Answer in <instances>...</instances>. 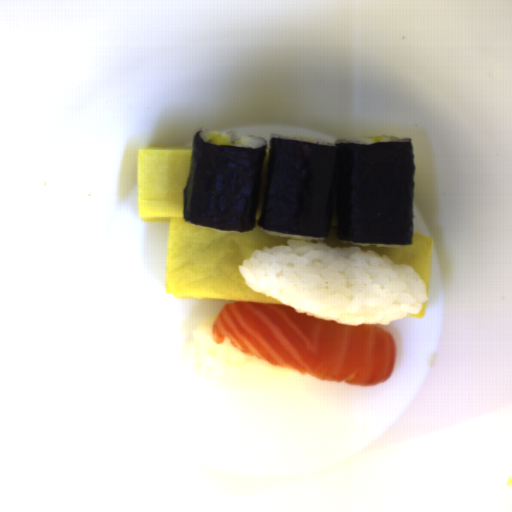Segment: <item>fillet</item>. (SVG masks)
Returning a JSON list of instances; mask_svg holds the SVG:
<instances>
[{
    "instance_id": "fillet-1",
    "label": "fillet",
    "mask_w": 512,
    "mask_h": 512,
    "mask_svg": "<svg viewBox=\"0 0 512 512\" xmlns=\"http://www.w3.org/2000/svg\"><path fill=\"white\" fill-rule=\"evenodd\" d=\"M212 342L316 379L376 386L395 368L391 333L379 325L351 326L297 312L284 304L230 302L216 316Z\"/></svg>"
}]
</instances>
